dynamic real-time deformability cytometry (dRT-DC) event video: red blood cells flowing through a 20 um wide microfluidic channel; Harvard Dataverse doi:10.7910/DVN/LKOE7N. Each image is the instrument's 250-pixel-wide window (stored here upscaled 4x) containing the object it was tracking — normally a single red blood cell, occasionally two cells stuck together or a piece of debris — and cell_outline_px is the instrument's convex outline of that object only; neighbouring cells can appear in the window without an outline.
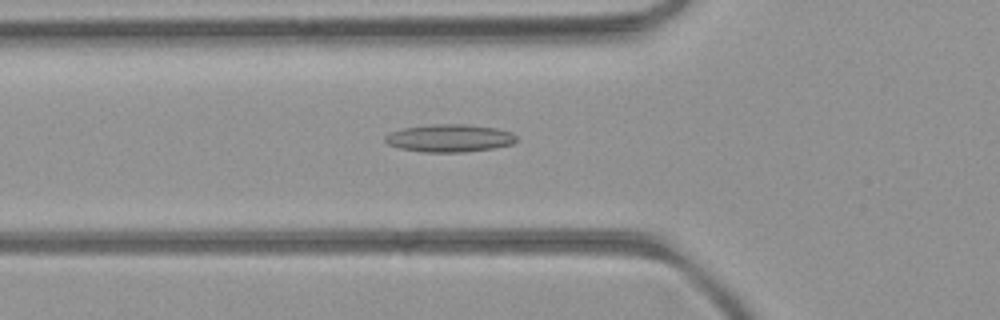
{"species": "common noctule bat (a hibernating species)", "species_latin": "Nyctalus noctula", "temperature_condition": "room temperature", "stored_images_in_passage": 52, "camera_frame_rate_fps": 3000, "um_per_image_px": 0.085, "animal": {"sex": "female", "body_mass_g": 21.9}, "frame": {"image": 1, "passage_image": 18, "time_ms": 5.667, "image_size_px": [1000, 320], "cell_outline_px": [[516, 140], [512, 144], [496, 148], [464, 152], [424, 152], [400, 148], [388, 144], [384, 140], [384, 136], [392, 132], [404, 128], [432, 124], [464, 124], [496, 128], [512, 132], [516, 136]], "centroid_in_image_um": [38.23, 11.74], "position_along_channel_um": 87.6, "area_um2": 21.15}}
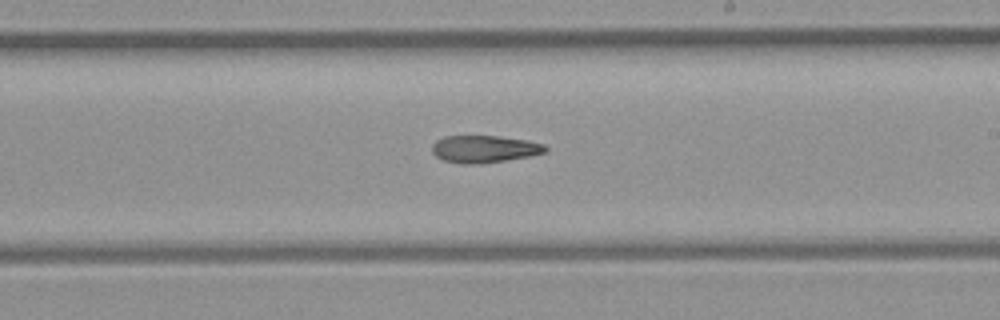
{"frame": {"image": 2, "passage_image": 30, "time_ms": 9.667, "image_size_px": [1000, 320], "cell_outline_px": [[548, 152], [528, 156], [480, 164], [460, 164], [444, 160], [436, 156], [432, 152], [432, 144], [436, 140], [444, 136], [500, 136], [528, 140], [544, 144], [548, 148]], "centroid_in_image_um": [41.17, 12.66], "position_along_channel_um": 247.8, "area_um2": 18.09}}
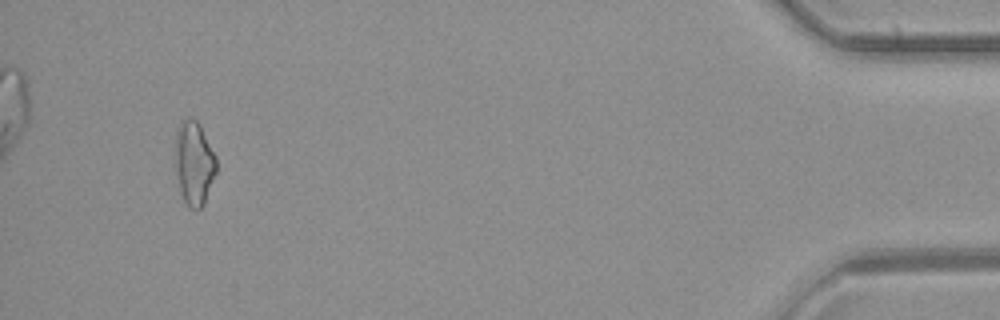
{"frame": {"image": 3, "passage_image": 49, "time_ms": 16.0, "image_size_px": [1000, 320], "cell_outline_px": [[216, 172], [204, 204], [196, 212], [188, 208], [180, 192], [176, 172], [176, 132], [180, 124], [184, 120], [196, 120], [200, 124], [216, 156]], "centroid_in_image_um": [16.51, 13.93], "position_along_channel_um": 418.7, "area_um2": 19.94}}